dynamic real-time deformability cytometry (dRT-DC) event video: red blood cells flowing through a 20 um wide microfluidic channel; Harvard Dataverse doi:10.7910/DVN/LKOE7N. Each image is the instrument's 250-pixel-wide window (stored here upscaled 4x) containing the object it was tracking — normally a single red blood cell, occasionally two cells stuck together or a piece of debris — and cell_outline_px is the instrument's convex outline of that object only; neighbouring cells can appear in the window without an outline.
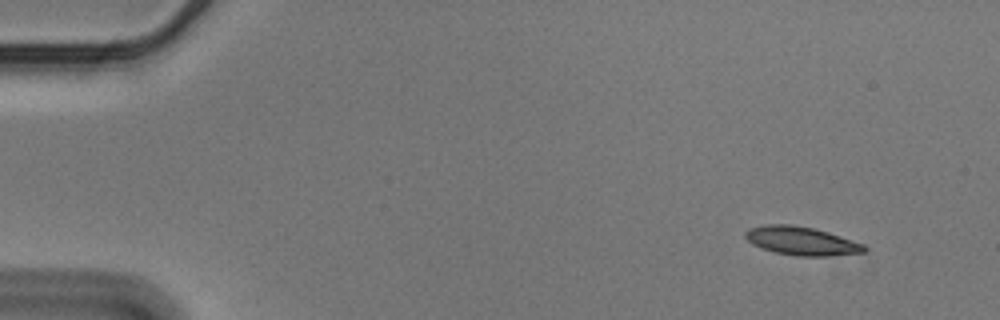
{"species": "Egyptian fruit bat (a non-hibernating species)", "species_latin": "Rousettus aegyptiacus", "temperature_condition": "cold", "stored_images_in_passage": 56, "camera_frame_rate_fps": 3000, "um_per_image_px": 0.085, "animal": {"sex": "male"}, "frame": {"image": 1, "passage_image": 5, "time_ms": 1.333, "image_size_px": [1000, 320], "cell_outline_px": [[868, 248], [864, 252], [828, 256], [796, 256], [776, 252], [760, 248], [752, 244], [744, 236], [744, 232], [752, 228], [768, 224], [792, 224], [812, 228], [828, 232], [864, 244]], "centroid_in_image_um": [68.12, 20.48], "position_along_channel_um": 16.9, "area_um2": 19.65}}
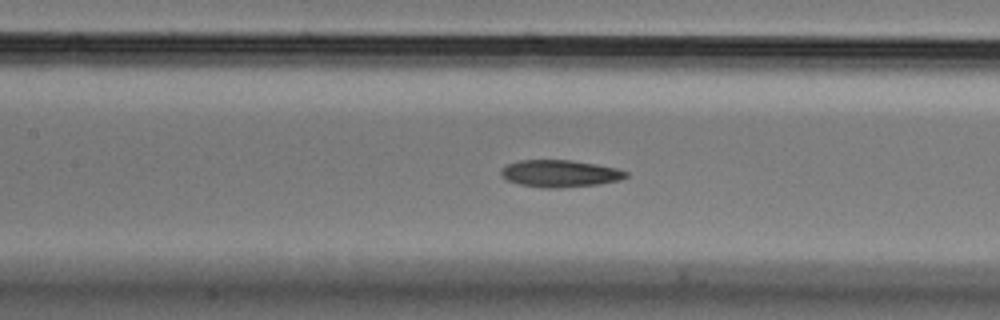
{"frame": {"image": 2, "passage_image": 26, "time_ms": 8.333, "image_size_px": [1000, 320], "cell_outline_px": [[628, 176], [620, 180], [600, 184], [560, 188], [540, 188], [520, 184], [508, 180], [500, 172], [500, 168], [508, 164], [520, 160], [568, 160], [596, 164], [616, 168], [628, 172]], "centroid_in_image_um": [47.61, 14.75], "position_along_channel_um": 159.8, "area_um2": 19.71}}
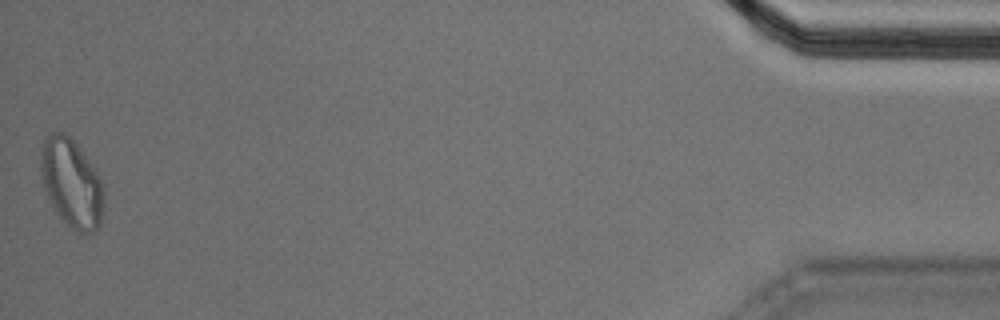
{"frame": {"image": 3, "passage_image": 56, "time_ms": 18.333, "image_size_px": [1000, 320], "cell_outline_px": [[104, 212], [100, 224], [92, 232], [80, 232], [68, 228], [60, 220], [48, 200], [44, 188], [40, 172], [40, 148], [48, 132], [64, 132], [76, 144], [96, 168], [104, 184]], "centroid_in_image_um": [6.08, 15.58], "position_along_channel_um": 429.1, "area_um2": 33.47}, "authors_computed_cell_mechanics": {"area_um2": 19.7387, "velocity_mm_per_s": 3.5638, "shape_relaxation_time_tau1_ms": 7.7982, "shape_relaxation_time_tau2_ms": 10.0954, "deformation_change_tau1": 0.1619, "deformation_change_tau2": 0.187}}